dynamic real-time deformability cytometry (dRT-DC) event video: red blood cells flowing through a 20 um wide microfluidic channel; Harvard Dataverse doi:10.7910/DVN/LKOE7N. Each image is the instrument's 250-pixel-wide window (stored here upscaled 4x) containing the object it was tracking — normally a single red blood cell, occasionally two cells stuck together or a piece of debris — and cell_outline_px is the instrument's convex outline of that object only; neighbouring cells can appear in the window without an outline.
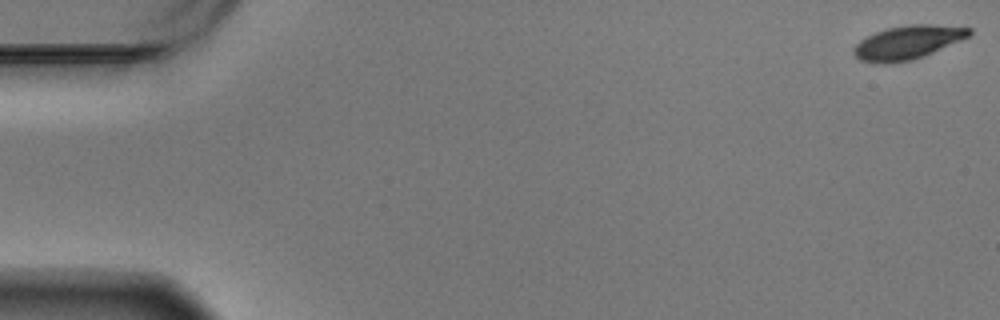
{"species": "Egyptian fruit bat (a non-hibernating species)", "species_latin": "Rousettus aegyptiacus", "temperature_condition": "warm", "stored_images_in_passage": 59, "camera_frame_rate_fps": 3000, "um_per_image_px": 0.085, "animal": {"sex": "male"}, "frame": {"image": 1, "passage_image": 1, "time_ms": 0.0, "image_size_px": [1000, 320], "cell_outline_px": [[972, 32], [968, 36], [960, 40], [924, 56], [912, 60], [884, 64], [880, 64], [860, 60], [852, 52], [852, 48], [860, 40], [876, 32], [888, 28], [908, 24], [928, 24], [972, 28]], "centroid_in_image_um": [77.12, 3.61], "position_along_channel_um": 7.9, "area_um2": 22.48}}
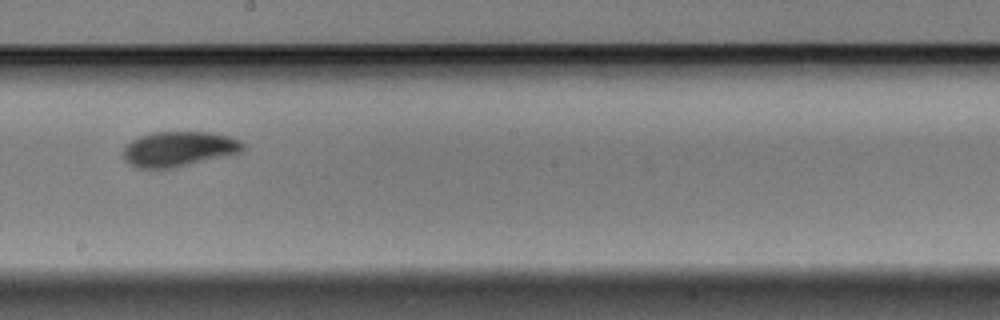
{"frame": {"image": 2, "passage_image": 34, "time_ms": 11.0, "image_size_px": [1000, 320], "cell_outline_px": [[244, 148], [240, 152], [176, 168], [136, 168], [124, 160], [120, 152], [132, 140], [140, 136], [152, 132], [212, 132], [228, 136], [240, 140], [244, 144]], "centroid_in_image_um": [15.16, 12.66], "position_along_channel_um": 233.0, "area_um2": 24.57}}
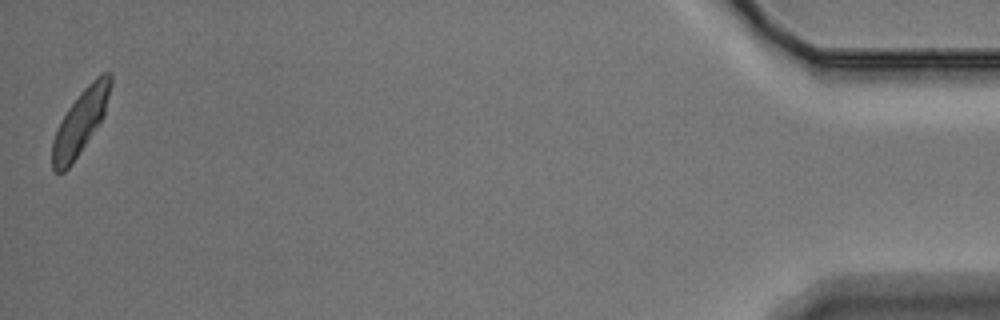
{"frame": {"image": 3, "passage_image": 59, "time_ms": 19.333, "image_size_px": [1000, 320], "cell_outline_px": [[112, 84], [104, 116], [72, 164], [64, 172], [56, 172], [52, 168], [52, 140], [68, 108], [80, 92], [96, 76], [104, 72], [112, 72]], "centroid_in_image_um": [6.86, 10.34], "position_along_channel_um": 428.3, "area_um2": 21.56}, "authors_computed_cell_mechanics": {"area_um2": 23.2934, "velocity_mm_per_s": 3.4272, "shape_relaxation_time_tau1_ms": 3.6511, "shape_relaxation_time_tau2_ms": 3.1741, "deformation_change_tau1": 0.1247, "deformation_change_tau2": 0.0691}}